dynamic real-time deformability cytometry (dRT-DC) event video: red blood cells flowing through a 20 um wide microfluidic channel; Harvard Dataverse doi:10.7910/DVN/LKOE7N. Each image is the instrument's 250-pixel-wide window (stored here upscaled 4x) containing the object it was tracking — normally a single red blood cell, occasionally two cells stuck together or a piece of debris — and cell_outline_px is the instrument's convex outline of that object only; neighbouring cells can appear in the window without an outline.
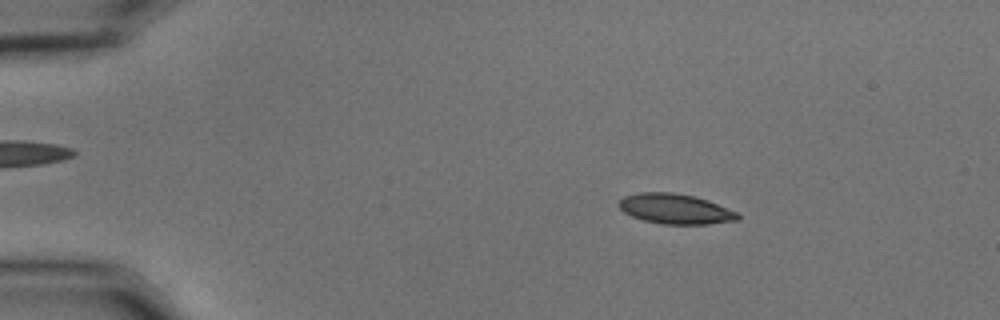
{"species": "common noctule bat (a hibernating species)", "species_latin": "Nyctalus noctula", "temperature_condition": "cold", "stored_images_in_passage": 55, "camera_frame_rate_fps": 3000, "um_per_image_px": 0.085, "animal": {"sex": "male", "body_mass_g": 15.6}, "frame": {"image": 1, "passage_image": 9, "time_ms": 2.667, "image_size_px": [1000, 320], "cell_outline_px": [[740, 220], [708, 224], [660, 224], [644, 220], [632, 216], [624, 212], [616, 204], [624, 196], [640, 192], [672, 192], [692, 196], [708, 200], [740, 212]], "centroid_in_image_um": [57.43, 17.76], "position_along_channel_um": 27.6, "area_um2": 21.04}}
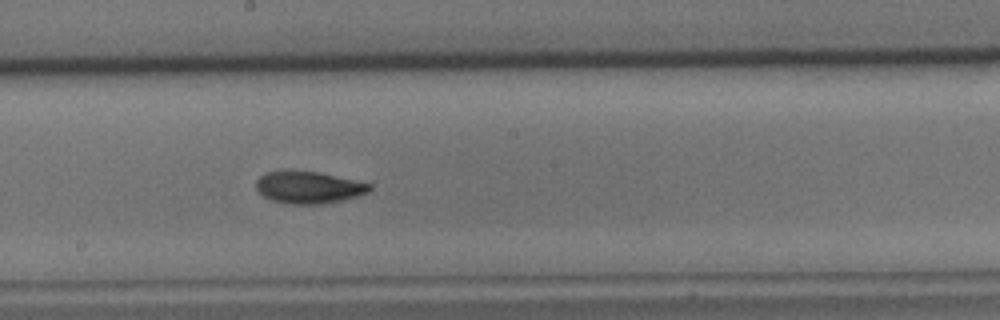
{"frame": {"image": 2, "passage_image": 31, "time_ms": 10.0, "image_size_px": [1000, 320], "cell_outline_px": [[372, 188], [368, 192], [360, 196], [324, 204], [292, 204], [272, 200], [264, 196], [256, 188], [256, 180], [264, 172], [320, 172], [372, 184]], "centroid_in_image_um": [26.28, 15.94], "position_along_channel_um": 221.9, "area_um2": 20.98}}
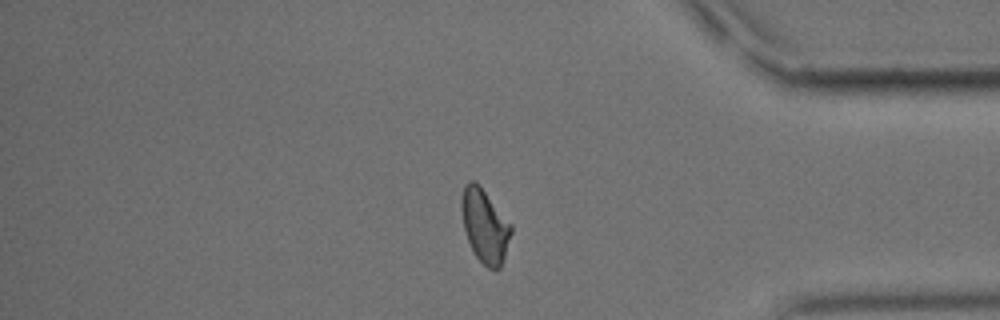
{"frame": {"image": 3, "passage_image": 47, "time_ms": 15.333, "image_size_px": [1000, 320], "cell_outline_px": [[512, 232], [500, 268], [496, 272], [488, 268], [476, 256], [468, 240], [464, 228], [464, 188], [472, 180], [480, 184], [512, 224]], "centroid_in_image_um": [41.28, 19.24], "position_along_channel_um": 393.9, "area_um2": 20.58}, "authors_computed_cell_mechanics": {"area_um2": 20.8658, "velocity_mm_per_s": 3.6116, "shape_relaxation_time_tau1_ms": 5.7696, "shape_relaxation_time_tau2_ms": 2.8998, "deformation_change_tau1": 0.1503, "deformation_change_tau2": 0.0889}}